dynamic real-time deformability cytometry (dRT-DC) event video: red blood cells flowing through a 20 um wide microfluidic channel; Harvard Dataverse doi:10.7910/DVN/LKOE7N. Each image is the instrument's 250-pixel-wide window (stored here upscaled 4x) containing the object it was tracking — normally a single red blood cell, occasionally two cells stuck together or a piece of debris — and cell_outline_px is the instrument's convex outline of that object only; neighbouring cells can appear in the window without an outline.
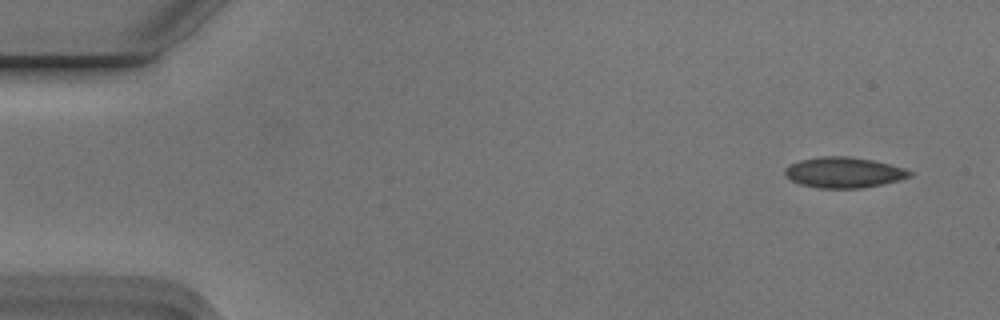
{"species": "Egyptian fruit bat (a non-hibernating species)", "species_latin": "Rousettus aegyptiacus", "temperature_condition": "cold", "stored_images_in_passage": 8, "camera_frame_rate_fps": 3000, "um_per_image_px": 0.085, "animal": {"sex": "male"}, "frame": {"image": 1, "passage_image": 1, "time_ms": 0.0, "image_size_px": [1000, 320], "cell_outline_px": [[912, 176], [900, 180], [864, 188], [816, 188], [800, 184], [784, 176], [784, 168], [788, 164], [800, 160], [820, 156], [848, 156], [872, 160], [904, 168], [912, 172]], "centroid_in_image_um": [71.69, 14.66], "position_along_channel_um": 13.3, "area_um2": 22.43}}
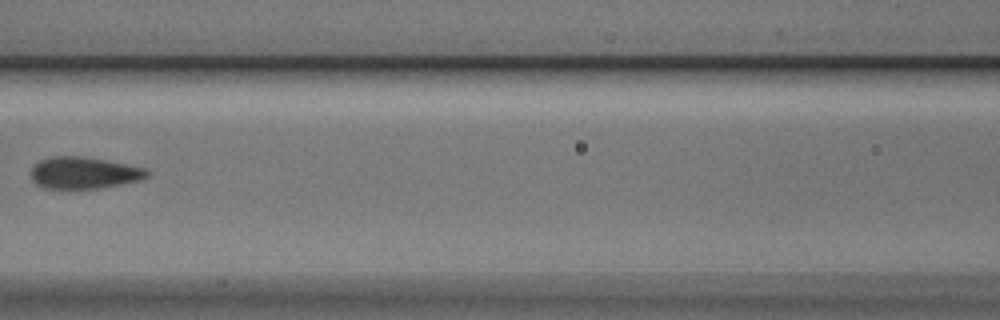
{"frame": {"image": 2, "passage_image": 7, "time_ms": 2.0, "image_size_px": [1000, 320], "cell_outline_px": [[152, 172], [148, 176], [140, 180], [124, 184], [104, 188], [64, 192], [44, 188], [36, 184], [32, 180], [32, 168], [40, 160], [52, 156], [80, 156], [104, 160], [144, 168]], "centroid_in_image_um": [7.11, 14.75], "position_along_channel_um": 159.5, "area_um2": 22.25}}
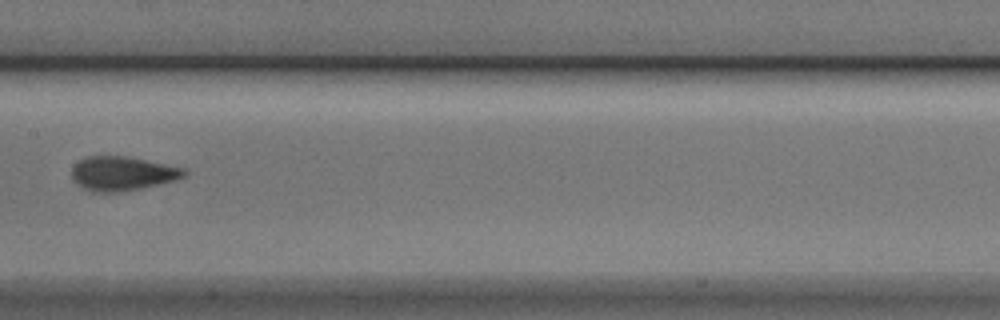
{"frame": {"image": 3, "passage_image": 8, "time_ms": 2.333, "image_size_px": [1000, 320], "cell_outline_px": [[188, 176], [180, 180], [140, 188], [116, 192], [92, 192], [84, 188], [72, 180], [72, 168], [80, 160], [88, 156], [124, 156], [184, 168], [188, 172]], "centroid_in_image_um": [10.44, 14.76], "position_along_channel_um": 197.0, "area_um2": 22.31}}